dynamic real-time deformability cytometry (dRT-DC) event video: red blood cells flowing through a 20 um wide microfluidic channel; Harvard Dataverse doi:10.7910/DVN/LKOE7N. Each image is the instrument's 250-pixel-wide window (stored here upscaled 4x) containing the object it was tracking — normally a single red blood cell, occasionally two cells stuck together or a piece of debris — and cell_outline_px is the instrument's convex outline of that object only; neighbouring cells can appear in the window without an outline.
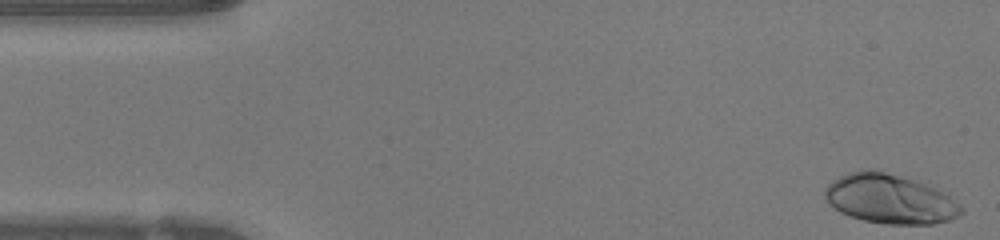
{"species": "human", "species_latin": "Homo sapiens", "temperature_condition": "warm", "stored_images_in_passage": 47, "camera_frame_rate_fps": 3000, "um_per_image_px": 0.085, "donor": {"sex": "female"}, "frame": {"image": 1, "passage_image": 1, "time_ms": 0.0, "image_size_px": [1000, 240], "cell_outline_px": [[964, 212], [960, 216], [948, 220], [932, 224], [888, 224], [864, 220], [840, 212], [828, 204], [824, 196], [824, 188], [832, 180], [848, 172], [864, 168], [872, 168], [912, 180], [924, 184], [948, 196], [960, 204], [964, 208]], "centroid_in_image_um": [75.59, 16.91], "position_along_channel_um": 9.4, "area_um2": 39.07}}
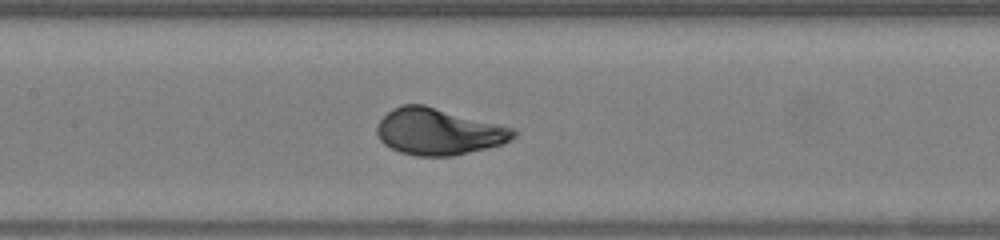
{"frame": {"image": 2, "passage_image": 21, "time_ms": 6.667, "image_size_px": [1000, 240], "cell_outline_px": [[516, 136], [500, 144], [452, 156], [416, 156], [400, 152], [384, 144], [380, 140], [376, 132], [376, 128], [380, 120], [392, 108], [400, 104], [424, 104], [516, 128]], "centroid_in_image_um": [37.26, 11.17], "position_along_channel_um": 170.1, "area_um2": 36.99}}
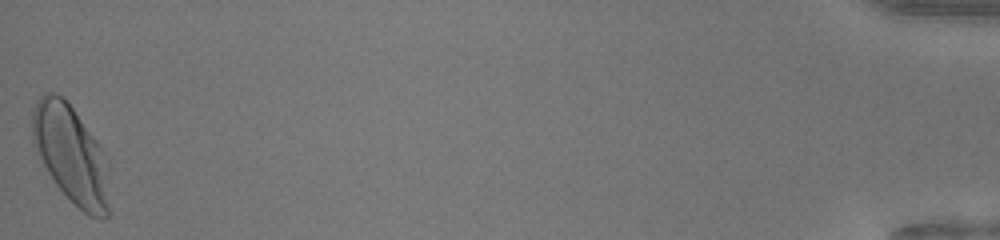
{"frame": {"image": 3, "passage_image": 47, "time_ms": 15.333, "image_size_px": [1000, 240], "cell_outline_px": [[112, 212], [108, 216], [88, 216], [56, 184], [48, 172], [32, 144], [32, 112], [40, 96], [44, 92], [52, 92], [64, 96], [108, 156]], "centroid_in_image_um": [6.1, 13.14], "position_along_channel_um": 429.1, "area_um2": 44.62}, "authors_computed_cell_mechanics": {"area_um2": 36.8186, "velocity_mm_per_s": 4.2259, "shape_relaxation_time_tau1_ms": 2.2956, "shape_relaxation_time_tau2_ms": null, "deformation_change_tau1": 0.1697, "deformation_change_tau2": null}}